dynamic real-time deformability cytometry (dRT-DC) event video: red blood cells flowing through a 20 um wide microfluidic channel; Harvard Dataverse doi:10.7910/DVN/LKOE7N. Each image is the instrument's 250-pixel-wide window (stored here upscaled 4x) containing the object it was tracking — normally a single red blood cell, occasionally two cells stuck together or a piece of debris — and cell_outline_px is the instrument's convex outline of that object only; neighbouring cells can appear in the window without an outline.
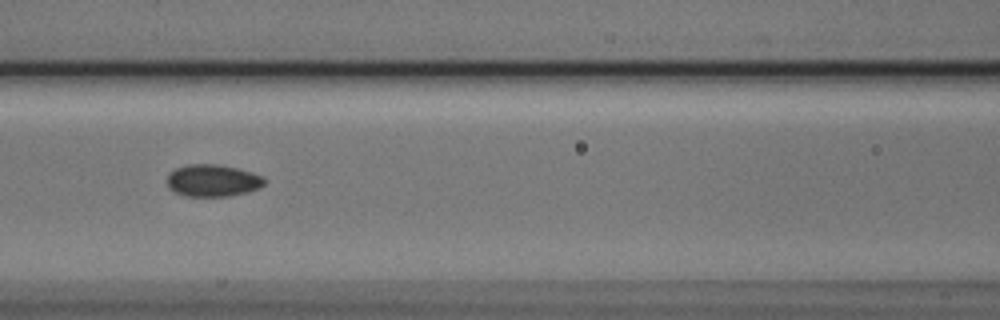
{"species": "Egyptian fruit bat (a non-hibernating species)", "species_latin": "Rousettus aegyptiacus", "temperature_condition": "cold", "stored_images_in_passage": 8, "segment_of_instrument_passage": [2, 2], "camera_frame_rate_fps": 3000, "um_per_image_px": 0.085, "animal": {"sex": "male"}, "frame": {"image": 1, "passage_image": 6, "time_ms": 1.667, "image_size_px": [1000, 320], "cell_outline_px": [[264, 184], [260, 188], [248, 192], [228, 196], [188, 196], [176, 192], [168, 188], [168, 172], [176, 168], [188, 164], [220, 164], [252, 172], [264, 176]], "centroid_in_image_um": [18.09, 15.34], "position_along_channel_um": 148.5, "area_um2": 18.26}}
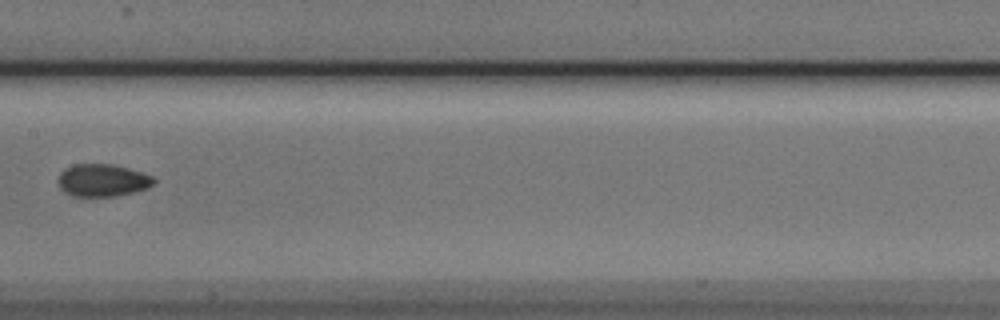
{"frame": {"image": 2, "passage_image": 7, "time_ms": 2.0, "image_size_px": [1000, 320], "cell_outline_px": [[156, 184], [148, 188], [116, 196], [72, 196], [64, 192], [60, 188], [60, 172], [64, 168], [72, 164], [112, 164], [128, 168], [152, 176], [156, 180]], "centroid_in_image_um": [8.73, 15.32], "position_along_channel_um": 198.7, "area_um2": 18.09}}
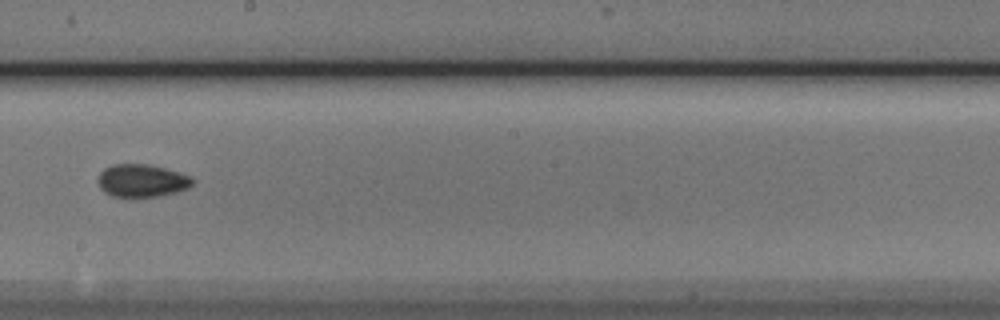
{"frame": {"image": 3, "passage_image": 8, "time_ms": 2.333, "image_size_px": [1000, 320], "cell_outline_px": [[192, 184], [188, 188], [176, 192], [160, 196], [112, 196], [104, 192], [100, 188], [96, 180], [100, 172], [104, 168], [112, 164], [148, 164], [164, 168], [188, 176], [192, 180]], "centroid_in_image_um": [11.99, 15.35], "position_along_channel_um": 236.2, "area_um2": 17.86}}